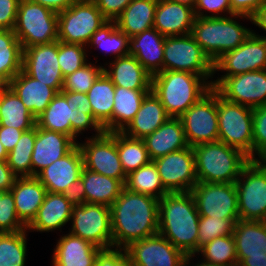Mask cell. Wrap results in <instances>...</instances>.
Returning a JSON list of instances; mask_svg holds the SVG:
<instances>
[{
	"mask_svg": "<svg viewBox=\"0 0 266 266\" xmlns=\"http://www.w3.org/2000/svg\"><path fill=\"white\" fill-rule=\"evenodd\" d=\"M110 209L114 249L158 234L159 199L124 187Z\"/></svg>",
	"mask_w": 266,
	"mask_h": 266,
	"instance_id": "cell-1",
	"label": "cell"
},
{
	"mask_svg": "<svg viewBox=\"0 0 266 266\" xmlns=\"http://www.w3.org/2000/svg\"><path fill=\"white\" fill-rule=\"evenodd\" d=\"M158 234L187 257L198 252L199 213L191 192L168 193L159 200Z\"/></svg>",
	"mask_w": 266,
	"mask_h": 266,
	"instance_id": "cell-2",
	"label": "cell"
},
{
	"mask_svg": "<svg viewBox=\"0 0 266 266\" xmlns=\"http://www.w3.org/2000/svg\"><path fill=\"white\" fill-rule=\"evenodd\" d=\"M212 78L184 71H162L152 76L151 90L167 114L179 118L212 88Z\"/></svg>",
	"mask_w": 266,
	"mask_h": 266,
	"instance_id": "cell-3",
	"label": "cell"
},
{
	"mask_svg": "<svg viewBox=\"0 0 266 266\" xmlns=\"http://www.w3.org/2000/svg\"><path fill=\"white\" fill-rule=\"evenodd\" d=\"M241 19L253 23L251 17L234 14L225 17H196L190 34L214 63L223 53L239 47L254 31L242 25L239 22Z\"/></svg>",
	"mask_w": 266,
	"mask_h": 266,
	"instance_id": "cell-4",
	"label": "cell"
},
{
	"mask_svg": "<svg viewBox=\"0 0 266 266\" xmlns=\"http://www.w3.org/2000/svg\"><path fill=\"white\" fill-rule=\"evenodd\" d=\"M198 182L235 183L250 161L241 150L221 141L192 147Z\"/></svg>",
	"mask_w": 266,
	"mask_h": 266,
	"instance_id": "cell-5",
	"label": "cell"
},
{
	"mask_svg": "<svg viewBox=\"0 0 266 266\" xmlns=\"http://www.w3.org/2000/svg\"><path fill=\"white\" fill-rule=\"evenodd\" d=\"M22 49L58 40V13L29 0H20L13 28Z\"/></svg>",
	"mask_w": 266,
	"mask_h": 266,
	"instance_id": "cell-6",
	"label": "cell"
},
{
	"mask_svg": "<svg viewBox=\"0 0 266 266\" xmlns=\"http://www.w3.org/2000/svg\"><path fill=\"white\" fill-rule=\"evenodd\" d=\"M219 139L253 160V108L230 102L217 93Z\"/></svg>",
	"mask_w": 266,
	"mask_h": 266,
	"instance_id": "cell-7",
	"label": "cell"
},
{
	"mask_svg": "<svg viewBox=\"0 0 266 266\" xmlns=\"http://www.w3.org/2000/svg\"><path fill=\"white\" fill-rule=\"evenodd\" d=\"M235 187L239 220L266 221V160H250Z\"/></svg>",
	"mask_w": 266,
	"mask_h": 266,
	"instance_id": "cell-8",
	"label": "cell"
},
{
	"mask_svg": "<svg viewBox=\"0 0 266 266\" xmlns=\"http://www.w3.org/2000/svg\"><path fill=\"white\" fill-rule=\"evenodd\" d=\"M107 21L93 0H77L58 13V41L87 47L92 34Z\"/></svg>",
	"mask_w": 266,
	"mask_h": 266,
	"instance_id": "cell-9",
	"label": "cell"
},
{
	"mask_svg": "<svg viewBox=\"0 0 266 266\" xmlns=\"http://www.w3.org/2000/svg\"><path fill=\"white\" fill-rule=\"evenodd\" d=\"M68 232L102 249H113L111 209L105 205L84 203L73 206Z\"/></svg>",
	"mask_w": 266,
	"mask_h": 266,
	"instance_id": "cell-10",
	"label": "cell"
},
{
	"mask_svg": "<svg viewBox=\"0 0 266 266\" xmlns=\"http://www.w3.org/2000/svg\"><path fill=\"white\" fill-rule=\"evenodd\" d=\"M266 69V39L254 32L236 49L223 53L213 63V76L222 73L217 79H212L211 86L215 88L224 78L250 71Z\"/></svg>",
	"mask_w": 266,
	"mask_h": 266,
	"instance_id": "cell-11",
	"label": "cell"
},
{
	"mask_svg": "<svg viewBox=\"0 0 266 266\" xmlns=\"http://www.w3.org/2000/svg\"><path fill=\"white\" fill-rule=\"evenodd\" d=\"M172 70L213 77V62L191 34L166 37L163 71Z\"/></svg>",
	"mask_w": 266,
	"mask_h": 266,
	"instance_id": "cell-12",
	"label": "cell"
},
{
	"mask_svg": "<svg viewBox=\"0 0 266 266\" xmlns=\"http://www.w3.org/2000/svg\"><path fill=\"white\" fill-rule=\"evenodd\" d=\"M179 118L190 147L218 141L217 91L211 88Z\"/></svg>",
	"mask_w": 266,
	"mask_h": 266,
	"instance_id": "cell-13",
	"label": "cell"
},
{
	"mask_svg": "<svg viewBox=\"0 0 266 266\" xmlns=\"http://www.w3.org/2000/svg\"><path fill=\"white\" fill-rule=\"evenodd\" d=\"M200 216L239 220L235 183L198 182L190 191Z\"/></svg>",
	"mask_w": 266,
	"mask_h": 266,
	"instance_id": "cell-14",
	"label": "cell"
},
{
	"mask_svg": "<svg viewBox=\"0 0 266 266\" xmlns=\"http://www.w3.org/2000/svg\"><path fill=\"white\" fill-rule=\"evenodd\" d=\"M77 143L81 149L84 167L96 173L120 180L124 185L127 175L123 171L115 132H103L96 137H85Z\"/></svg>",
	"mask_w": 266,
	"mask_h": 266,
	"instance_id": "cell-15",
	"label": "cell"
},
{
	"mask_svg": "<svg viewBox=\"0 0 266 266\" xmlns=\"http://www.w3.org/2000/svg\"><path fill=\"white\" fill-rule=\"evenodd\" d=\"M164 188L169 193L190 192L198 183L192 147L153 160Z\"/></svg>",
	"mask_w": 266,
	"mask_h": 266,
	"instance_id": "cell-16",
	"label": "cell"
},
{
	"mask_svg": "<svg viewBox=\"0 0 266 266\" xmlns=\"http://www.w3.org/2000/svg\"><path fill=\"white\" fill-rule=\"evenodd\" d=\"M22 70L60 93L64 77L58 63V40L23 49Z\"/></svg>",
	"mask_w": 266,
	"mask_h": 266,
	"instance_id": "cell-17",
	"label": "cell"
},
{
	"mask_svg": "<svg viewBox=\"0 0 266 266\" xmlns=\"http://www.w3.org/2000/svg\"><path fill=\"white\" fill-rule=\"evenodd\" d=\"M132 266H186L187 256L160 234L125 248Z\"/></svg>",
	"mask_w": 266,
	"mask_h": 266,
	"instance_id": "cell-18",
	"label": "cell"
},
{
	"mask_svg": "<svg viewBox=\"0 0 266 266\" xmlns=\"http://www.w3.org/2000/svg\"><path fill=\"white\" fill-rule=\"evenodd\" d=\"M224 99L251 108L266 104V69L224 78L215 88Z\"/></svg>",
	"mask_w": 266,
	"mask_h": 266,
	"instance_id": "cell-19",
	"label": "cell"
},
{
	"mask_svg": "<svg viewBox=\"0 0 266 266\" xmlns=\"http://www.w3.org/2000/svg\"><path fill=\"white\" fill-rule=\"evenodd\" d=\"M83 167V155L76 144L66 155L41 170L35 177L47 192L63 194L73 182L80 179Z\"/></svg>",
	"mask_w": 266,
	"mask_h": 266,
	"instance_id": "cell-20",
	"label": "cell"
},
{
	"mask_svg": "<svg viewBox=\"0 0 266 266\" xmlns=\"http://www.w3.org/2000/svg\"><path fill=\"white\" fill-rule=\"evenodd\" d=\"M75 145L69 136L36 125V140L31 156L32 177L66 155Z\"/></svg>",
	"mask_w": 266,
	"mask_h": 266,
	"instance_id": "cell-21",
	"label": "cell"
},
{
	"mask_svg": "<svg viewBox=\"0 0 266 266\" xmlns=\"http://www.w3.org/2000/svg\"><path fill=\"white\" fill-rule=\"evenodd\" d=\"M194 8L169 0H158L155 10V28L164 37L190 34L195 21Z\"/></svg>",
	"mask_w": 266,
	"mask_h": 266,
	"instance_id": "cell-22",
	"label": "cell"
},
{
	"mask_svg": "<svg viewBox=\"0 0 266 266\" xmlns=\"http://www.w3.org/2000/svg\"><path fill=\"white\" fill-rule=\"evenodd\" d=\"M59 236L51 266H94L102 249L69 232Z\"/></svg>",
	"mask_w": 266,
	"mask_h": 266,
	"instance_id": "cell-23",
	"label": "cell"
},
{
	"mask_svg": "<svg viewBox=\"0 0 266 266\" xmlns=\"http://www.w3.org/2000/svg\"><path fill=\"white\" fill-rule=\"evenodd\" d=\"M73 206L63 194L47 192L36 217L26 227L28 232L60 231L70 222Z\"/></svg>",
	"mask_w": 266,
	"mask_h": 266,
	"instance_id": "cell-24",
	"label": "cell"
},
{
	"mask_svg": "<svg viewBox=\"0 0 266 266\" xmlns=\"http://www.w3.org/2000/svg\"><path fill=\"white\" fill-rule=\"evenodd\" d=\"M165 38L155 28L129 38L128 55H133L154 76L163 71Z\"/></svg>",
	"mask_w": 266,
	"mask_h": 266,
	"instance_id": "cell-25",
	"label": "cell"
},
{
	"mask_svg": "<svg viewBox=\"0 0 266 266\" xmlns=\"http://www.w3.org/2000/svg\"><path fill=\"white\" fill-rule=\"evenodd\" d=\"M108 62L103 64V71L115 86L151 90L152 76L133 55H125Z\"/></svg>",
	"mask_w": 266,
	"mask_h": 266,
	"instance_id": "cell-26",
	"label": "cell"
},
{
	"mask_svg": "<svg viewBox=\"0 0 266 266\" xmlns=\"http://www.w3.org/2000/svg\"><path fill=\"white\" fill-rule=\"evenodd\" d=\"M8 86L17 94L31 114L37 118L58 94L54 89L21 70Z\"/></svg>",
	"mask_w": 266,
	"mask_h": 266,
	"instance_id": "cell-27",
	"label": "cell"
},
{
	"mask_svg": "<svg viewBox=\"0 0 266 266\" xmlns=\"http://www.w3.org/2000/svg\"><path fill=\"white\" fill-rule=\"evenodd\" d=\"M143 141L151 161L189 147L181 119L173 117L152 134L145 136Z\"/></svg>",
	"mask_w": 266,
	"mask_h": 266,
	"instance_id": "cell-28",
	"label": "cell"
},
{
	"mask_svg": "<svg viewBox=\"0 0 266 266\" xmlns=\"http://www.w3.org/2000/svg\"><path fill=\"white\" fill-rule=\"evenodd\" d=\"M11 193L17 217L27 227L36 217L47 193L46 188L35 177H17Z\"/></svg>",
	"mask_w": 266,
	"mask_h": 266,
	"instance_id": "cell-29",
	"label": "cell"
},
{
	"mask_svg": "<svg viewBox=\"0 0 266 266\" xmlns=\"http://www.w3.org/2000/svg\"><path fill=\"white\" fill-rule=\"evenodd\" d=\"M233 238L238 264L244 258H266V221L238 220Z\"/></svg>",
	"mask_w": 266,
	"mask_h": 266,
	"instance_id": "cell-30",
	"label": "cell"
},
{
	"mask_svg": "<svg viewBox=\"0 0 266 266\" xmlns=\"http://www.w3.org/2000/svg\"><path fill=\"white\" fill-rule=\"evenodd\" d=\"M169 118L170 116L160 99L151 90L143 99L133 120L122 132L129 137L143 139L145 136L152 134Z\"/></svg>",
	"mask_w": 266,
	"mask_h": 266,
	"instance_id": "cell-31",
	"label": "cell"
},
{
	"mask_svg": "<svg viewBox=\"0 0 266 266\" xmlns=\"http://www.w3.org/2000/svg\"><path fill=\"white\" fill-rule=\"evenodd\" d=\"M60 93L66 98L69 108H71V139L76 144L79 142V136L88 130L95 132H92L89 137H96L104 132L93 117L92 106L87 94L71 91H61Z\"/></svg>",
	"mask_w": 266,
	"mask_h": 266,
	"instance_id": "cell-32",
	"label": "cell"
},
{
	"mask_svg": "<svg viewBox=\"0 0 266 266\" xmlns=\"http://www.w3.org/2000/svg\"><path fill=\"white\" fill-rule=\"evenodd\" d=\"M92 106L93 117L104 132H112V111L115 85L103 71L86 93Z\"/></svg>",
	"mask_w": 266,
	"mask_h": 266,
	"instance_id": "cell-33",
	"label": "cell"
},
{
	"mask_svg": "<svg viewBox=\"0 0 266 266\" xmlns=\"http://www.w3.org/2000/svg\"><path fill=\"white\" fill-rule=\"evenodd\" d=\"M84 183L86 203L111 207L125 185L118 179L96 173L83 167L80 176Z\"/></svg>",
	"mask_w": 266,
	"mask_h": 266,
	"instance_id": "cell-34",
	"label": "cell"
},
{
	"mask_svg": "<svg viewBox=\"0 0 266 266\" xmlns=\"http://www.w3.org/2000/svg\"><path fill=\"white\" fill-rule=\"evenodd\" d=\"M158 0H132L115 20L129 38L153 28Z\"/></svg>",
	"mask_w": 266,
	"mask_h": 266,
	"instance_id": "cell-35",
	"label": "cell"
},
{
	"mask_svg": "<svg viewBox=\"0 0 266 266\" xmlns=\"http://www.w3.org/2000/svg\"><path fill=\"white\" fill-rule=\"evenodd\" d=\"M150 91L115 86L112 132H122L129 125L139 111L143 99Z\"/></svg>",
	"mask_w": 266,
	"mask_h": 266,
	"instance_id": "cell-36",
	"label": "cell"
},
{
	"mask_svg": "<svg viewBox=\"0 0 266 266\" xmlns=\"http://www.w3.org/2000/svg\"><path fill=\"white\" fill-rule=\"evenodd\" d=\"M0 125L24 132L36 126V118L9 86L4 89L0 97Z\"/></svg>",
	"mask_w": 266,
	"mask_h": 266,
	"instance_id": "cell-37",
	"label": "cell"
},
{
	"mask_svg": "<svg viewBox=\"0 0 266 266\" xmlns=\"http://www.w3.org/2000/svg\"><path fill=\"white\" fill-rule=\"evenodd\" d=\"M128 45L129 37L117 27L116 21H107L92 34L87 50L102 49L103 54H108L106 57L114 55L112 58L115 60L128 55Z\"/></svg>",
	"mask_w": 266,
	"mask_h": 266,
	"instance_id": "cell-38",
	"label": "cell"
},
{
	"mask_svg": "<svg viewBox=\"0 0 266 266\" xmlns=\"http://www.w3.org/2000/svg\"><path fill=\"white\" fill-rule=\"evenodd\" d=\"M23 49L13 30L0 29V78L9 83L21 70Z\"/></svg>",
	"mask_w": 266,
	"mask_h": 266,
	"instance_id": "cell-39",
	"label": "cell"
},
{
	"mask_svg": "<svg viewBox=\"0 0 266 266\" xmlns=\"http://www.w3.org/2000/svg\"><path fill=\"white\" fill-rule=\"evenodd\" d=\"M125 188L130 191L161 199L169 192L164 188L153 161L127 175Z\"/></svg>",
	"mask_w": 266,
	"mask_h": 266,
	"instance_id": "cell-40",
	"label": "cell"
},
{
	"mask_svg": "<svg viewBox=\"0 0 266 266\" xmlns=\"http://www.w3.org/2000/svg\"><path fill=\"white\" fill-rule=\"evenodd\" d=\"M71 108L66 98L58 93L48 107L36 118L39 128L59 132L71 138Z\"/></svg>",
	"mask_w": 266,
	"mask_h": 266,
	"instance_id": "cell-41",
	"label": "cell"
},
{
	"mask_svg": "<svg viewBox=\"0 0 266 266\" xmlns=\"http://www.w3.org/2000/svg\"><path fill=\"white\" fill-rule=\"evenodd\" d=\"M115 141L119 159L126 175L151 161L143 139L129 137L123 132H115Z\"/></svg>",
	"mask_w": 266,
	"mask_h": 266,
	"instance_id": "cell-42",
	"label": "cell"
},
{
	"mask_svg": "<svg viewBox=\"0 0 266 266\" xmlns=\"http://www.w3.org/2000/svg\"><path fill=\"white\" fill-rule=\"evenodd\" d=\"M35 140L36 126L23 132L15 147L8 153V166L17 177H32L31 156Z\"/></svg>",
	"mask_w": 266,
	"mask_h": 266,
	"instance_id": "cell-43",
	"label": "cell"
},
{
	"mask_svg": "<svg viewBox=\"0 0 266 266\" xmlns=\"http://www.w3.org/2000/svg\"><path fill=\"white\" fill-rule=\"evenodd\" d=\"M28 235L27 230L0 233V266H26Z\"/></svg>",
	"mask_w": 266,
	"mask_h": 266,
	"instance_id": "cell-44",
	"label": "cell"
},
{
	"mask_svg": "<svg viewBox=\"0 0 266 266\" xmlns=\"http://www.w3.org/2000/svg\"><path fill=\"white\" fill-rule=\"evenodd\" d=\"M201 260L223 266H238L233 235L220 236L203 245L197 255Z\"/></svg>",
	"mask_w": 266,
	"mask_h": 266,
	"instance_id": "cell-45",
	"label": "cell"
},
{
	"mask_svg": "<svg viewBox=\"0 0 266 266\" xmlns=\"http://www.w3.org/2000/svg\"><path fill=\"white\" fill-rule=\"evenodd\" d=\"M87 47L81 44L58 41V63L63 77L72 74L89 62Z\"/></svg>",
	"mask_w": 266,
	"mask_h": 266,
	"instance_id": "cell-46",
	"label": "cell"
},
{
	"mask_svg": "<svg viewBox=\"0 0 266 266\" xmlns=\"http://www.w3.org/2000/svg\"><path fill=\"white\" fill-rule=\"evenodd\" d=\"M98 56H94L95 62H88L82 68L64 78L61 91L80 92L86 94L92 87L94 81L103 72V65H96Z\"/></svg>",
	"mask_w": 266,
	"mask_h": 266,
	"instance_id": "cell-47",
	"label": "cell"
},
{
	"mask_svg": "<svg viewBox=\"0 0 266 266\" xmlns=\"http://www.w3.org/2000/svg\"><path fill=\"white\" fill-rule=\"evenodd\" d=\"M234 223L230 219L199 217L198 251L206 243L220 236L233 235Z\"/></svg>",
	"mask_w": 266,
	"mask_h": 266,
	"instance_id": "cell-48",
	"label": "cell"
},
{
	"mask_svg": "<svg viewBox=\"0 0 266 266\" xmlns=\"http://www.w3.org/2000/svg\"><path fill=\"white\" fill-rule=\"evenodd\" d=\"M23 230H26V226L17 217L11 191L0 190V233H15Z\"/></svg>",
	"mask_w": 266,
	"mask_h": 266,
	"instance_id": "cell-49",
	"label": "cell"
},
{
	"mask_svg": "<svg viewBox=\"0 0 266 266\" xmlns=\"http://www.w3.org/2000/svg\"><path fill=\"white\" fill-rule=\"evenodd\" d=\"M253 160H266V104L253 108Z\"/></svg>",
	"mask_w": 266,
	"mask_h": 266,
	"instance_id": "cell-50",
	"label": "cell"
},
{
	"mask_svg": "<svg viewBox=\"0 0 266 266\" xmlns=\"http://www.w3.org/2000/svg\"><path fill=\"white\" fill-rule=\"evenodd\" d=\"M195 16L199 18L225 17L231 15L230 0H196Z\"/></svg>",
	"mask_w": 266,
	"mask_h": 266,
	"instance_id": "cell-51",
	"label": "cell"
},
{
	"mask_svg": "<svg viewBox=\"0 0 266 266\" xmlns=\"http://www.w3.org/2000/svg\"><path fill=\"white\" fill-rule=\"evenodd\" d=\"M94 266H132L125 249L102 250L94 262Z\"/></svg>",
	"mask_w": 266,
	"mask_h": 266,
	"instance_id": "cell-52",
	"label": "cell"
},
{
	"mask_svg": "<svg viewBox=\"0 0 266 266\" xmlns=\"http://www.w3.org/2000/svg\"><path fill=\"white\" fill-rule=\"evenodd\" d=\"M20 0H0V29L13 30Z\"/></svg>",
	"mask_w": 266,
	"mask_h": 266,
	"instance_id": "cell-53",
	"label": "cell"
},
{
	"mask_svg": "<svg viewBox=\"0 0 266 266\" xmlns=\"http://www.w3.org/2000/svg\"><path fill=\"white\" fill-rule=\"evenodd\" d=\"M108 21H115L132 0H93Z\"/></svg>",
	"mask_w": 266,
	"mask_h": 266,
	"instance_id": "cell-54",
	"label": "cell"
},
{
	"mask_svg": "<svg viewBox=\"0 0 266 266\" xmlns=\"http://www.w3.org/2000/svg\"><path fill=\"white\" fill-rule=\"evenodd\" d=\"M231 15H243L253 18L264 5V0H230Z\"/></svg>",
	"mask_w": 266,
	"mask_h": 266,
	"instance_id": "cell-55",
	"label": "cell"
},
{
	"mask_svg": "<svg viewBox=\"0 0 266 266\" xmlns=\"http://www.w3.org/2000/svg\"><path fill=\"white\" fill-rule=\"evenodd\" d=\"M63 196L72 206H80L86 203L85 187L81 178L73 182L63 192Z\"/></svg>",
	"mask_w": 266,
	"mask_h": 266,
	"instance_id": "cell-56",
	"label": "cell"
},
{
	"mask_svg": "<svg viewBox=\"0 0 266 266\" xmlns=\"http://www.w3.org/2000/svg\"><path fill=\"white\" fill-rule=\"evenodd\" d=\"M23 132V130L0 125V141L8 153L15 147Z\"/></svg>",
	"mask_w": 266,
	"mask_h": 266,
	"instance_id": "cell-57",
	"label": "cell"
},
{
	"mask_svg": "<svg viewBox=\"0 0 266 266\" xmlns=\"http://www.w3.org/2000/svg\"><path fill=\"white\" fill-rule=\"evenodd\" d=\"M17 176L11 171L7 161H0V190L9 191Z\"/></svg>",
	"mask_w": 266,
	"mask_h": 266,
	"instance_id": "cell-58",
	"label": "cell"
},
{
	"mask_svg": "<svg viewBox=\"0 0 266 266\" xmlns=\"http://www.w3.org/2000/svg\"><path fill=\"white\" fill-rule=\"evenodd\" d=\"M33 3L40 4L55 13H60L61 11L69 8L77 0H29Z\"/></svg>",
	"mask_w": 266,
	"mask_h": 266,
	"instance_id": "cell-59",
	"label": "cell"
},
{
	"mask_svg": "<svg viewBox=\"0 0 266 266\" xmlns=\"http://www.w3.org/2000/svg\"><path fill=\"white\" fill-rule=\"evenodd\" d=\"M254 26H258V28L261 30H263L264 32L266 31V4H264L255 14V16L253 17V23ZM257 36L266 39V35L265 33L262 35H260L259 33H256L255 31H253Z\"/></svg>",
	"mask_w": 266,
	"mask_h": 266,
	"instance_id": "cell-60",
	"label": "cell"
},
{
	"mask_svg": "<svg viewBox=\"0 0 266 266\" xmlns=\"http://www.w3.org/2000/svg\"><path fill=\"white\" fill-rule=\"evenodd\" d=\"M238 266H266V258H244Z\"/></svg>",
	"mask_w": 266,
	"mask_h": 266,
	"instance_id": "cell-61",
	"label": "cell"
},
{
	"mask_svg": "<svg viewBox=\"0 0 266 266\" xmlns=\"http://www.w3.org/2000/svg\"><path fill=\"white\" fill-rule=\"evenodd\" d=\"M195 257L196 258L198 257V258L195 259ZM194 259L197 260L196 263H194V261H193ZM198 259H199L198 255H191V256L187 257L186 266H223V265H218V264H211V263L205 262L201 259H199V260Z\"/></svg>",
	"mask_w": 266,
	"mask_h": 266,
	"instance_id": "cell-62",
	"label": "cell"
},
{
	"mask_svg": "<svg viewBox=\"0 0 266 266\" xmlns=\"http://www.w3.org/2000/svg\"><path fill=\"white\" fill-rule=\"evenodd\" d=\"M169 1L185 4L191 8H195V3H196V0H169Z\"/></svg>",
	"mask_w": 266,
	"mask_h": 266,
	"instance_id": "cell-63",
	"label": "cell"
},
{
	"mask_svg": "<svg viewBox=\"0 0 266 266\" xmlns=\"http://www.w3.org/2000/svg\"><path fill=\"white\" fill-rule=\"evenodd\" d=\"M8 152L6 151L5 147L2 145L0 141V161H7Z\"/></svg>",
	"mask_w": 266,
	"mask_h": 266,
	"instance_id": "cell-64",
	"label": "cell"
},
{
	"mask_svg": "<svg viewBox=\"0 0 266 266\" xmlns=\"http://www.w3.org/2000/svg\"><path fill=\"white\" fill-rule=\"evenodd\" d=\"M8 86V84H0V97L4 89Z\"/></svg>",
	"mask_w": 266,
	"mask_h": 266,
	"instance_id": "cell-65",
	"label": "cell"
},
{
	"mask_svg": "<svg viewBox=\"0 0 266 266\" xmlns=\"http://www.w3.org/2000/svg\"><path fill=\"white\" fill-rule=\"evenodd\" d=\"M0 84H7L0 78Z\"/></svg>",
	"mask_w": 266,
	"mask_h": 266,
	"instance_id": "cell-66",
	"label": "cell"
}]
</instances>
